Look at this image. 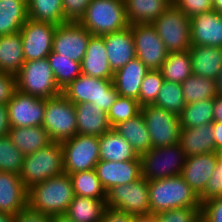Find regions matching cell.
Listing matches in <instances>:
<instances>
[{"label": "cell", "instance_id": "681fc988", "mask_svg": "<svg viewBox=\"0 0 222 222\" xmlns=\"http://www.w3.org/2000/svg\"><path fill=\"white\" fill-rule=\"evenodd\" d=\"M16 90V75L0 71V104L7 105Z\"/></svg>", "mask_w": 222, "mask_h": 222}, {"label": "cell", "instance_id": "d6986e66", "mask_svg": "<svg viewBox=\"0 0 222 222\" xmlns=\"http://www.w3.org/2000/svg\"><path fill=\"white\" fill-rule=\"evenodd\" d=\"M218 160V152L186 157L181 176L198 196L205 190Z\"/></svg>", "mask_w": 222, "mask_h": 222}, {"label": "cell", "instance_id": "6125c7cd", "mask_svg": "<svg viewBox=\"0 0 222 222\" xmlns=\"http://www.w3.org/2000/svg\"><path fill=\"white\" fill-rule=\"evenodd\" d=\"M219 158L222 159V148L218 151Z\"/></svg>", "mask_w": 222, "mask_h": 222}, {"label": "cell", "instance_id": "603a6c76", "mask_svg": "<svg viewBox=\"0 0 222 222\" xmlns=\"http://www.w3.org/2000/svg\"><path fill=\"white\" fill-rule=\"evenodd\" d=\"M148 71L149 69L137 57L115 71L113 85L118 95L138 101L141 83Z\"/></svg>", "mask_w": 222, "mask_h": 222}, {"label": "cell", "instance_id": "ac0fdd59", "mask_svg": "<svg viewBox=\"0 0 222 222\" xmlns=\"http://www.w3.org/2000/svg\"><path fill=\"white\" fill-rule=\"evenodd\" d=\"M191 46L222 47V15L215 10L190 18Z\"/></svg>", "mask_w": 222, "mask_h": 222}, {"label": "cell", "instance_id": "e575fe53", "mask_svg": "<svg viewBox=\"0 0 222 222\" xmlns=\"http://www.w3.org/2000/svg\"><path fill=\"white\" fill-rule=\"evenodd\" d=\"M28 19L55 25L67 23L62 0H28Z\"/></svg>", "mask_w": 222, "mask_h": 222}, {"label": "cell", "instance_id": "d4e9b609", "mask_svg": "<svg viewBox=\"0 0 222 222\" xmlns=\"http://www.w3.org/2000/svg\"><path fill=\"white\" fill-rule=\"evenodd\" d=\"M192 74L215 80L222 68V47L191 46Z\"/></svg>", "mask_w": 222, "mask_h": 222}, {"label": "cell", "instance_id": "74e56055", "mask_svg": "<svg viewBox=\"0 0 222 222\" xmlns=\"http://www.w3.org/2000/svg\"><path fill=\"white\" fill-rule=\"evenodd\" d=\"M74 194L92 199H106L95 169L69 174Z\"/></svg>", "mask_w": 222, "mask_h": 222}, {"label": "cell", "instance_id": "8992f818", "mask_svg": "<svg viewBox=\"0 0 222 222\" xmlns=\"http://www.w3.org/2000/svg\"><path fill=\"white\" fill-rule=\"evenodd\" d=\"M16 84L17 90L45 100L62 93L47 58L26 61L16 74Z\"/></svg>", "mask_w": 222, "mask_h": 222}, {"label": "cell", "instance_id": "1f68e13d", "mask_svg": "<svg viewBox=\"0 0 222 222\" xmlns=\"http://www.w3.org/2000/svg\"><path fill=\"white\" fill-rule=\"evenodd\" d=\"M24 63L20 32L0 36V71L16 75Z\"/></svg>", "mask_w": 222, "mask_h": 222}, {"label": "cell", "instance_id": "e0dca14e", "mask_svg": "<svg viewBox=\"0 0 222 222\" xmlns=\"http://www.w3.org/2000/svg\"><path fill=\"white\" fill-rule=\"evenodd\" d=\"M95 171L106 192L113 186L129 184L142 176L139 156L123 162L100 160Z\"/></svg>", "mask_w": 222, "mask_h": 222}, {"label": "cell", "instance_id": "94428289", "mask_svg": "<svg viewBox=\"0 0 222 222\" xmlns=\"http://www.w3.org/2000/svg\"><path fill=\"white\" fill-rule=\"evenodd\" d=\"M135 222H160L155 216L137 217Z\"/></svg>", "mask_w": 222, "mask_h": 222}, {"label": "cell", "instance_id": "d590c367", "mask_svg": "<svg viewBox=\"0 0 222 222\" xmlns=\"http://www.w3.org/2000/svg\"><path fill=\"white\" fill-rule=\"evenodd\" d=\"M181 87L186 104L214 99L217 96L215 80L206 77L192 74L181 83Z\"/></svg>", "mask_w": 222, "mask_h": 222}, {"label": "cell", "instance_id": "6f0895ef", "mask_svg": "<svg viewBox=\"0 0 222 222\" xmlns=\"http://www.w3.org/2000/svg\"><path fill=\"white\" fill-rule=\"evenodd\" d=\"M215 82H216L217 95H222V68L219 74L217 75Z\"/></svg>", "mask_w": 222, "mask_h": 222}, {"label": "cell", "instance_id": "f35d334b", "mask_svg": "<svg viewBox=\"0 0 222 222\" xmlns=\"http://www.w3.org/2000/svg\"><path fill=\"white\" fill-rule=\"evenodd\" d=\"M58 87L62 90L82 74L81 63L59 57L53 51L47 57Z\"/></svg>", "mask_w": 222, "mask_h": 222}, {"label": "cell", "instance_id": "2e32d148", "mask_svg": "<svg viewBox=\"0 0 222 222\" xmlns=\"http://www.w3.org/2000/svg\"><path fill=\"white\" fill-rule=\"evenodd\" d=\"M7 108L11 128L42 126L46 100L16 90Z\"/></svg>", "mask_w": 222, "mask_h": 222}, {"label": "cell", "instance_id": "cb8c5ba5", "mask_svg": "<svg viewBox=\"0 0 222 222\" xmlns=\"http://www.w3.org/2000/svg\"><path fill=\"white\" fill-rule=\"evenodd\" d=\"M179 145L186 157L215 152L212 123L193 128H181Z\"/></svg>", "mask_w": 222, "mask_h": 222}, {"label": "cell", "instance_id": "f907efd6", "mask_svg": "<svg viewBox=\"0 0 222 222\" xmlns=\"http://www.w3.org/2000/svg\"><path fill=\"white\" fill-rule=\"evenodd\" d=\"M14 222H51V215L33 210L27 205L15 215Z\"/></svg>", "mask_w": 222, "mask_h": 222}, {"label": "cell", "instance_id": "f1b7e54d", "mask_svg": "<svg viewBox=\"0 0 222 222\" xmlns=\"http://www.w3.org/2000/svg\"><path fill=\"white\" fill-rule=\"evenodd\" d=\"M113 129L130 143L138 156L152 148L146 122L141 113L134 118L118 123Z\"/></svg>", "mask_w": 222, "mask_h": 222}, {"label": "cell", "instance_id": "4fadbf2b", "mask_svg": "<svg viewBox=\"0 0 222 222\" xmlns=\"http://www.w3.org/2000/svg\"><path fill=\"white\" fill-rule=\"evenodd\" d=\"M129 27L134 39L136 57L149 70H160L169 52L155 27L152 24H133Z\"/></svg>", "mask_w": 222, "mask_h": 222}, {"label": "cell", "instance_id": "c3c4849f", "mask_svg": "<svg viewBox=\"0 0 222 222\" xmlns=\"http://www.w3.org/2000/svg\"><path fill=\"white\" fill-rule=\"evenodd\" d=\"M201 217L206 222H222V196L202 203Z\"/></svg>", "mask_w": 222, "mask_h": 222}, {"label": "cell", "instance_id": "11a10c76", "mask_svg": "<svg viewBox=\"0 0 222 222\" xmlns=\"http://www.w3.org/2000/svg\"><path fill=\"white\" fill-rule=\"evenodd\" d=\"M213 102V122H222V95H217Z\"/></svg>", "mask_w": 222, "mask_h": 222}, {"label": "cell", "instance_id": "4316f807", "mask_svg": "<svg viewBox=\"0 0 222 222\" xmlns=\"http://www.w3.org/2000/svg\"><path fill=\"white\" fill-rule=\"evenodd\" d=\"M130 25L152 24L171 5L173 0H124Z\"/></svg>", "mask_w": 222, "mask_h": 222}, {"label": "cell", "instance_id": "4dcf8cb0", "mask_svg": "<svg viewBox=\"0 0 222 222\" xmlns=\"http://www.w3.org/2000/svg\"><path fill=\"white\" fill-rule=\"evenodd\" d=\"M27 20L26 0H0V36L20 32Z\"/></svg>", "mask_w": 222, "mask_h": 222}, {"label": "cell", "instance_id": "f546056e", "mask_svg": "<svg viewBox=\"0 0 222 222\" xmlns=\"http://www.w3.org/2000/svg\"><path fill=\"white\" fill-rule=\"evenodd\" d=\"M8 136L24 156L33 154L53 142L42 126L11 128Z\"/></svg>", "mask_w": 222, "mask_h": 222}, {"label": "cell", "instance_id": "ba28073f", "mask_svg": "<svg viewBox=\"0 0 222 222\" xmlns=\"http://www.w3.org/2000/svg\"><path fill=\"white\" fill-rule=\"evenodd\" d=\"M106 205L136 217L151 216L149 181L141 176L129 184L113 186L106 192Z\"/></svg>", "mask_w": 222, "mask_h": 222}, {"label": "cell", "instance_id": "f6af8a7d", "mask_svg": "<svg viewBox=\"0 0 222 222\" xmlns=\"http://www.w3.org/2000/svg\"><path fill=\"white\" fill-rule=\"evenodd\" d=\"M220 196H222V159L219 158L213 174L206 183L205 190L199 195V199L202 204Z\"/></svg>", "mask_w": 222, "mask_h": 222}, {"label": "cell", "instance_id": "60d3db41", "mask_svg": "<svg viewBox=\"0 0 222 222\" xmlns=\"http://www.w3.org/2000/svg\"><path fill=\"white\" fill-rule=\"evenodd\" d=\"M24 155L14 145L8 135L0 137V171L20 175Z\"/></svg>", "mask_w": 222, "mask_h": 222}, {"label": "cell", "instance_id": "7dc6e473", "mask_svg": "<svg viewBox=\"0 0 222 222\" xmlns=\"http://www.w3.org/2000/svg\"><path fill=\"white\" fill-rule=\"evenodd\" d=\"M92 0H62L67 22H79Z\"/></svg>", "mask_w": 222, "mask_h": 222}, {"label": "cell", "instance_id": "91938a15", "mask_svg": "<svg viewBox=\"0 0 222 222\" xmlns=\"http://www.w3.org/2000/svg\"><path fill=\"white\" fill-rule=\"evenodd\" d=\"M212 8L222 15V0H211Z\"/></svg>", "mask_w": 222, "mask_h": 222}, {"label": "cell", "instance_id": "836d02e7", "mask_svg": "<svg viewBox=\"0 0 222 222\" xmlns=\"http://www.w3.org/2000/svg\"><path fill=\"white\" fill-rule=\"evenodd\" d=\"M160 72L164 80L181 84L192 75L190 52H169Z\"/></svg>", "mask_w": 222, "mask_h": 222}, {"label": "cell", "instance_id": "b9f144b4", "mask_svg": "<svg viewBox=\"0 0 222 222\" xmlns=\"http://www.w3.org/2000/svg\"><path fill=\"white\" fill-rule=\"evenodd\" d=\"M141 113V105L132 98L119 96L107 112L112 127Z\"/></svg>", "mask_w": 222, "mask_h": 222}, {"label": "cell", "instance_id": "52a82bcc", "mask_svg": "<svg viewBox=\"0 0 222 222\" xmlns=\"http://www.w3.org/2000/svg\"><path fill=\"white\" fill-rule=\"evenodd\" d=\"M139 157L141 175L148 181L181 175L186 160L179 143L151 148Z\"/></svg>", "mask_w": 222, "mask_h": 222}, {"label": "cell", "instance_id": "db71d44e", "mask_svg": "<svg viewBox=\"0 0 222 222\" xmlns=\"http://www.w3.org/2000/svg\"><path fill=\"white\" fill-rule=\"evenodd\" d=\"M213 137L215 140V152L222 148V122H213Z\"/></svg>", "mask_w": 222, "mask_h": 222}, {"label": "cell", "instance_id": "6da1fadb", "mask_svg": "<svg viewBox=\"0 0 222 222\" xmlns=\"http://www.w3.org/2000/svg\"><path fill=\"white\" fill-rule=\"evenodd\" d=\"M74 196L70 176L62 173L29 188L27 205L51 216L65 214Z\"/></svg>", "mask_w": 222, "mask_h": 222}, {"label": "cell", "instance_id": "ab89813d", "mask_svg": "<svg viewBox=\"0 0 222 222\" xmlns=\"http://www.w3.org/2000/svg\"><path fill=\"white\" fill-rule=\"evenodd\" d=\"M154 105L179 115L186 106L181 84L164 80Z\"/></svg>", "mask_w": 222, "mask_h": 222}, {"label": "cell", "instance_id": "be15d7a7", "mask_svg": "<svg viewBox=\"0 0 222 222\" xmlns=\"http://www.w3.org/2000/svg\"><path fill=\"white\" fill-rule=\"evenodd\" d=\"M198 222H206L202 217H200Z\"/></svg>", "mask_w": 222, "mask_h": 222}, {"label": "cell", "instance_id": "9a60e30c", "mask_svg": "<svg viewBox=\"0 0 222 222\" xmlns=\"http://www.w3.org/2000/svg\"><path fill=\"white\" fill-rule=\"evenodd\" d=\"M91 36L92 34L79 22L57 25L52 51L59 54V57L81 63Z\"/></svg>", "mask_w": 222, "mask_h": 222}, {"label": "cell", "instance_id": "9c48e42d", "mask_svg": "<svg viewBox=\"0 0 222 222\" xmlns=\"http://www.w3.org/2000/svg\"><path fill=\"white\" fill-rule=\"evenodd\" d=\"M42 127L55 142H63L74 137L77 134L75 104L62 93L46 99Z\"/></svg>", "mask_w": 222, "mask_h": 222}, {"label": "cell", "instance_id": "277c9868", "mask_svg": "<svg viewBox=\"0 0 222 222\" xmlns=\"http://www.w3.org/2000/svg\"><path fill=\"white\" fill-rule=\"evenodd\" d=\"M62 94L72 103H92L95 108L108 112L114 104L118 93L113 79H101L81 74L62 89Z\"/></svg>", "mask_w": 222, "mask_h": 222}, {"label": "cell", "instance_id": "ee69618b", "mask_svg": "<svg viewBox=\"0 0 222 222\" xmlns=\"http://www.w3.org/2000/svg\"><path fill=\"white\" fill-rule=\"evenodd\" d=\"M160 222H198L201 207L171 209L155 216Z\"/></svg>", "mask_w": 222, "mask_h": 222}, {"label": "cell", "instance_id": "f5cc1de1", "mask_svg": "<svg viewBox=\"0 0 222 222\" xmlns=\"http://www.w3.org/2000/svg\"><path fill=\"white\" fill-rule=\"evenodd\" d=\"M10 129L7 105L0 104V137L8 135Z\"/></svg>", "mask_w": 222, "mask_h": 222}, {"label": "cell", "instance_id": "5bb4252c", "mask_svg": "<svg viewBox=\"0 0 222 222\" xmlns=\"http://www.w3.org/2000/svg\"><path fill=\"white\" fill-rule=\"evenodd\" d=\"M57 25L28 19L20 30L23 54L26 61L47 58L52 52Z\"/></svg>", "mask_w": 222, "mask_h": 222}, {"label": "cell", "instance_id": "ffe728a7", "mask_svg": "<svg viewBox=\"0 0 222 222\" xmlns=\"http://www.w3.org/2000/svg\"><path fill=\"white\" fill-rule=\"evenodd\" d=\"M107 50L108 62L113 72L125 66L136 57L131 28L103 35Z\"/></svg>", "mask_w": 222, "mask_h": 222}, {"label": "cell", "instance_id": "8d00e7d4", "mask_svg": "<svg viewBox=\"0 0 222 222\" xmlns=\"http://www.w3.org/2000/svg\"><path fill=\"white\" fill-rule=\"evenodd\" d=\"M213 99L200 100L186 104L179 114L181 128H193L207 123H213Z\"/></svg>", "mask_w": 222, "mask_h": 222}, {"label": "cell", "instance_id": "7c38bea8", "mask_svg": "<svg viewBox=\"0 0 222 222\" xmlns=\"http://www.w3.org/2000/svg\"><path fill=\"white\" fill-rule=\"evenodd\" d=\"M146 126L150 135L152 148L179 143V115L157 107L154 104L141 106Z\"/></svg>", "mask_w": 222, "mask_h": 222}, {"label": "cell", "instance_id": "7bdbcfd3", "mask_svg": "<svg viewBox=\"0 0 222 222\" xmlns=\"http://www.w3.org/2000/svg\"><path fill=\"white\" fill-rule=\"evenodd\" d=\"M163 82L164 78L160 70H149L141 83L139 104L141 106L154 104Z\"/></svg>", "mask_w": 222, "mask_h": 222}, {"label": "cell", "instance_id": "30bf717a", "mask_svg": "<svg viewBox=\"0 0 222 222\" xmlns=\"http://www.w3.org/2000/svg\"><path fill=\"white\" fill-rule=\"evenodd\" d=\"M152 25L168 52L189 51L191 47L190 18L174 4L164 11Z\"/></svg>", "mask_w": 222, "mask_h": 222}, {"label": "cell", "instance_id": "8fae6325", "mask_svg": "<svg viewBox=\"0 0 222 222\" xmlns=\"http://www.w3.org/2000/svg\"><path fill=\"white\" fill-rule=\"evenodd\" d=\"M61 146L64 173L68 175L93 170L100 161L98 136L76 134Z\"/></svg>", "mask_w": 222, "mask_h": 222}, {"label": "cell", "instance_id": "5b68a950", "mask_svg": "<svg viewBox=\"0 0 222 222\" xmlns=\"http://www.w3.org/2000/svg\"><path fill=\"white\" fill-rule=\"evenodd\" d=\"M64 173L61 142H51L37 152L24 156L20 173L21 180L28 190L33 185Z\"/></svg>", "mask_w": 222, "mask_h": 222}, {"label": "cell", "instance_id": "44dd1931", "mask_svg": "<svg viewBox=\"0 0 222 222\" xmlns=\"http://www.w3.org/2000/svg\"><path fill=\"white\" fill-rule=\"evenodd\" d=\"M27 193L20 175L0 171V212L16 215L27 206Z\"/></svg>", "mask_w": 222, "mask_h": 222}, {"label": "cell", "instance_id": "7a4b0ae2", "mask_svg": "<svg viewBox=\"0 0 222 222\" xmlns=\"http://www.w3.org/2000/svg\"><path fill=\"white\" fill-rule=\"evenodd\" d=\"M151 216L171 209L201 207L199 196L181 175L149 181Z\"/></svg>", "mask_w": 222, "mask_h": 222}, {"label": "cell", "instance_id": "d6a6232c", "mask_svg": "<svg viewBox=\"0 0 222 222\" xmlns=\"http://www.w3.org/2000/svg\"><path fill=\"white\" fill-rule=\"evenodd\" d=\"M106 208V199L75 195L65 214L75 222H100Z\"/></svg>", "mask_w": 222, "mask_h": 222}, {"label": "cell", "instance_id": "680465c9", "mask_svg": "<svg viewBox=\"0 0 222 222\" xmlns=\"http://www.w3.org/2000/svg\"><path fill=\"white\" fill-rule=\"evenodd\" d=\"M14 221H15V215H12L10 213L0 212V222H14Z\"/></svg>", "mask_w": 222, "mask_h": 222}, {"label": "cell", "instance_id": "3957f363", "mask_svg": "<svg viewBox=\"0 0 222 222\" xmlns=\"http://www.w3.org/2000/svg\"><path fill=\"white\" fill-rule=\"evenodd\" d=\"M79 23L96 36L130 26L124 0H92Z\"/></svg>", "mask_w": 222, "mask_h": 222}, {"label": "cell", "instance_id": "9f6ffc18", "mask_svg": "<svg viewBox=\"0 0 222 222\" xmlns=\"http://www.w3.org/2000/svg\"><path fill=\"white\" fill-rule=\"evenodd\" d=\"M51 222H75L66 214H58L51 216Z\"/></svg>", "mask_w": 222, "mask_h": 222}, {"label": "cell", "instance_id": "bcb514c9", "mask_svg": "<svg viewBox=\"0 0 222 222\" xmlns=\"http://www.w3.org/2000/svg\"><path fill=\"white\" fill-rule=\"evenodd\" d=\"M173 4L189 18L213 10L211 0H173Z\"/></svg>", "mask_w": 222, "mask_h": 222}, {"label": "cell", "instance_id": "484cf974", "mask_svg": "<svg viewBox=\"0 0 222 222\" xmlns=\"http://www.w3.org/2000/svg\"><path fill=\"white\" fill-rule=\"evenodd\" d=\"M77 118V134L101 136L113 127L110 124L107 112L95 108L92 103L75 105Z\"/></svg>", "mask_w": 222, "mask_h": 222}, {"label": "cell", "instance_id": "83f0119b", "mask_svg": "<svg viewBox=\"0 0 222 222\" xmlns=\"http://www.w3.org/2000/svg\"><path fill=\"white\" fill-rule=\"evenodd\" d=\"M100 160L123 162L135 160L138 155L130 143L113 128L99 136Z\"/></svg>", "mask_w": 222, "mask_h": 222}, {"label": "cell", "instance_id": "7402d4cb", "mask_svg": "<svg viewBox=\"0 0 222 222\" xmlns=\"http://www.w3.org/2000/svg\"><path fill=\"white\" fill-rule=\"evenodd\" d=\"M81 70L85 75L101 79H113L103 36L92 35L85 56L81 61Z\"/></svg>", "mask_w": 222, "mask_h": 222}, {"label": "cell", "instance_id": "816d5d0a", "mask_svg": "<svg viewBox=\"0 0 222 222\" xmlns=\"http://www.w3.org/2000/svg\"><path fill=\"white\" fill-rule=\"evenodd\" d=\"M136 218L132 214L107 207L100 222H135Z\"/></svg>", "mask_w": 222, "mask_h": 222}]
</instances>
